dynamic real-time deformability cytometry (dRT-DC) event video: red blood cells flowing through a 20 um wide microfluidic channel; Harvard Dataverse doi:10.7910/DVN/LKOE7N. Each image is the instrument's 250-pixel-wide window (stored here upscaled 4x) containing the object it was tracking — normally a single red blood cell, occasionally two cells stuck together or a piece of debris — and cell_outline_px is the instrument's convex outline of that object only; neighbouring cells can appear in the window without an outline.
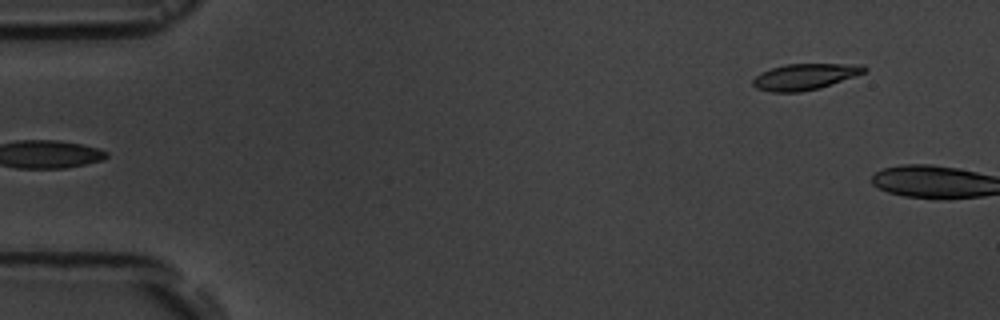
{"species": "common noctule bat (a hibernating species)", "species_latin": "Nyctalus noctula", "temperature_condition": "room temperature", "stored_images_in_passage": 4, "camera_frame_rate_fps": 3000, "um_per_image_px": 0.085, "animal": {"sex": "male", "body_mass_g": 19.5, "forearm_length_mm": 54.6}, "frame": {"image": 1, "passage_image": 4, "time_ms": 3.667, "image_size_px": [1000, 320], "cell_outline_px": [[868, 68], [864, 72], [856, 76], [820, 88], [800, 92], [772, 92], [756, 88], [752, 84], [752, 80], [760, 72], [784, 64], [864, 64]], "centroid_in_image_um": [68.42, 6.51], "position_along_channel_um": 16.6, "area_um2": 17.05}}